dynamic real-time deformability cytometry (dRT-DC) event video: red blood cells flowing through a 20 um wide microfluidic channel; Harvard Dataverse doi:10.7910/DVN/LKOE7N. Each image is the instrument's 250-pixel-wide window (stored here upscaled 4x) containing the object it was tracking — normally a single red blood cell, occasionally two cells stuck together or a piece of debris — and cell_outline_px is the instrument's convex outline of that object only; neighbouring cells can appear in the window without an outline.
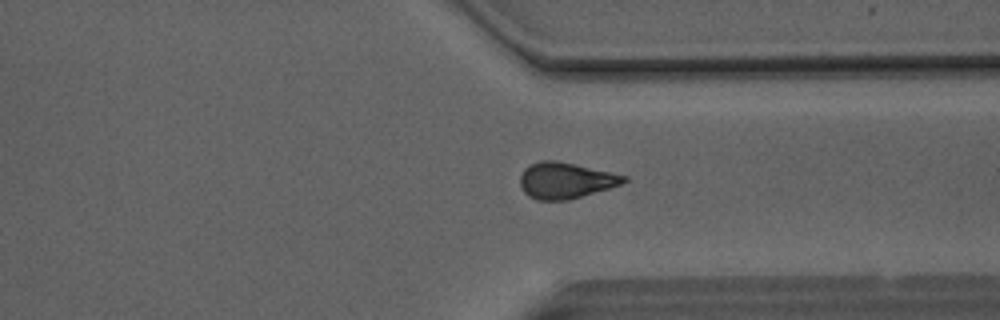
{"species": "Egyptian fruit bat (a non-hibernating species)", "species_latin": "Rousettus aegyptiacus", "temperature_condition": "room temperature", "stored_images_in_passage": 40, "segment_of_instrument_passage": [1, 2], "camera_frame_rate_fps": 3000, "um_per_image_px": 0.085, "animal": {"sex": "male"}, "frame": {"image": 1, "passage_image": 27, "time_ms": 8.667, "image_size_px": [1000, 320], "cell_outline_px": [[628, 180], [620, 184], [608, 188], [568, 200], [536, 200], [528, 196], [520, 188], [520, 176], [524, 168], [540, 160], [556, 160], [628, 176]], "centroid_in_image_um": [48.03, 15.34], "position_along_channel_um": 363.4, "area_um2": 21.68}}
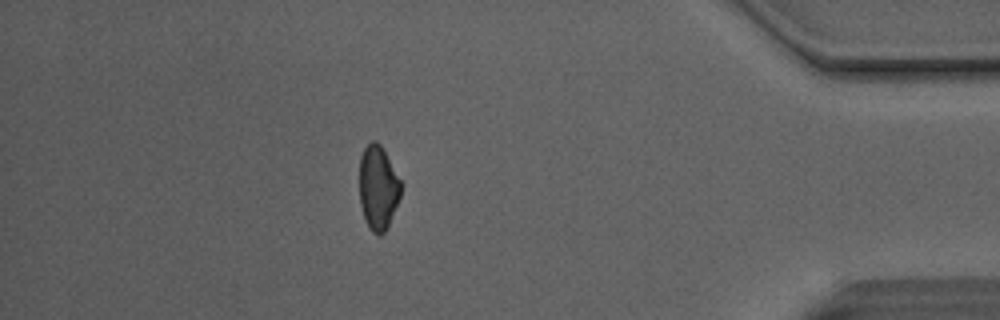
{"frame": {"image": 2, "passage_image": 33, "time_ms": 10.667, "image_size_px": [1000, 320], "cell_outline_px": [[400, 196], [388, 224], [384, 232], [380, 236], [372, 232], [368, 228], [360, 204], [360, 156], [364, 148], [372, 140], [376, 140], [380, 144], [400, 180]], "centroid_in_image_um": [32.11, 15.95], "position_along_channel_um": 403.1, "area_um2": 19.94}}